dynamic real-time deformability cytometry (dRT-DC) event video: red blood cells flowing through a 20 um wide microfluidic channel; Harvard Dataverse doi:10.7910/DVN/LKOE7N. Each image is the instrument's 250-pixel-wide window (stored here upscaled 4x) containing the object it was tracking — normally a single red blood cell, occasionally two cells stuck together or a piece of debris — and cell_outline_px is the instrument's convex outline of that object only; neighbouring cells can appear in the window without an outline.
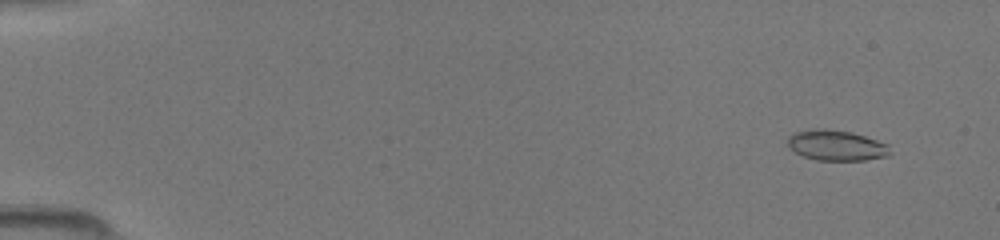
{"species": "common noctule bat (a hibernating species)", "species_latin": "Nyctalus noctula", "temperature_condition": "room temperature", "stored_images_in_passage": 42, "camera_frame_rate_fps": 3000, "um_per_image_px": 0.085, "animal": {"sex": "female", "body_mass_g": 19.5, "forearm_length_mm": 54.1}, "frame": {"image": 1, "passage_image": 4, "time_ms": 1.0, "image_size_px": [1000, 240], "cell_outline_px": [[888, 156], [864, 160], [816, 160], [804, 156], [788, 148], [788, 136], [792, 132], [812, 128], [824, 128], [852, 132], [888, 144]], "centroid_in_image_um": [71.02, 12.34], "position_along_channel_um": 14.0, "area_um2": 18.21}}
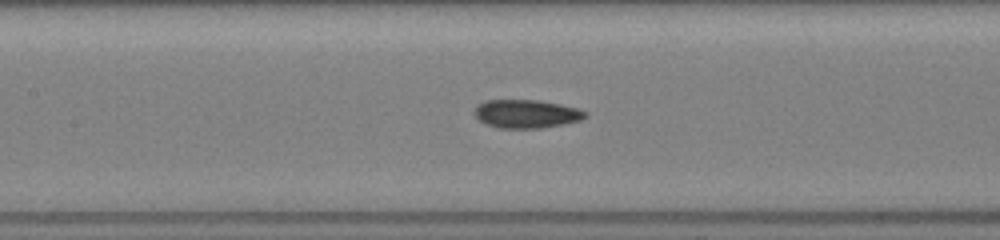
{"frame": {"image": 2, "passage_image": 24, "time_ms": 7.667, "image_size_px": [1000, 240], "cell_outline_px": [[588, 116], [580, 120], [564, 124], [540, 128], [496, 128], [480, 120], [472, 112], [484, 100], [540, 100], [560, 104], [576, 108], [588, 112]], "centroid_in_image_um": [44.76, 9.67], "position_along_channel_um": 162.6, "area_um2": 18.32}}
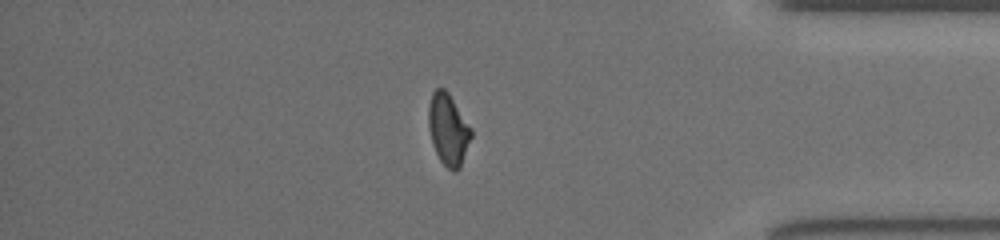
{"frame": {"image": 3, "passage_image": 42, "time_ms": 13.667, "image_size_px": [1000, 240], "cell_outline_px": [[472, 136], [460, 168], [456, 172], [452, 172], [440, 160], [432, 144], [428, 128], [428, 104], [432, 92], [436, 88], [444, 88], [448, 92], [472, 128]], "centroid_in_image_um": [38.09, 11.0], "position_along_channel_um": 397.1, "area_um2": 17.98}}